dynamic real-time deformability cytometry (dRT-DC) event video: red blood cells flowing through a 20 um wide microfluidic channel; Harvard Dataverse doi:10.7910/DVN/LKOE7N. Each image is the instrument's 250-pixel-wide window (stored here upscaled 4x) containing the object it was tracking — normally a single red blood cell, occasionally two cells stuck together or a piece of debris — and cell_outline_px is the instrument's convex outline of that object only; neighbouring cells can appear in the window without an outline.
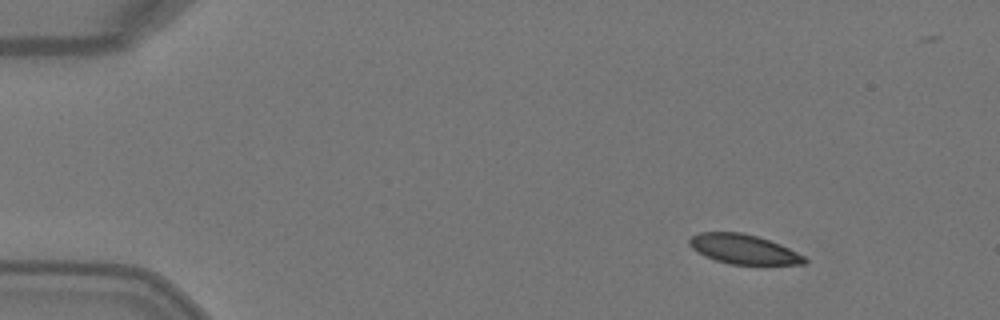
{"species": "Egyptian fruit bat (a non-hibernating species)", "species_latin": "Rousettus aegyptiacus", "temperature_condition": "warm", "stored_images_in_passage": 3, "camera_frame_rate_fps": 3000, "um_per_image_px": 0.085, "animal": {"sex": "female"}, "frame": {"image": 1, "passage_image": 1, "time_ms": 0.0, "image_size_px": [1000, 320], "cell_outline_px": [[808, 260], [804, 264], [728, 264], [704, 256], [696, 252], [688, 244], [688, 240], [692, 236], [700, 232], [740, 232], [756, 236], [780, 244], [804, 256]], "centroid_in_image_um": [63.16, 21.18], "position_along_channel_um": 21.8, "area_um2": 19.71}}